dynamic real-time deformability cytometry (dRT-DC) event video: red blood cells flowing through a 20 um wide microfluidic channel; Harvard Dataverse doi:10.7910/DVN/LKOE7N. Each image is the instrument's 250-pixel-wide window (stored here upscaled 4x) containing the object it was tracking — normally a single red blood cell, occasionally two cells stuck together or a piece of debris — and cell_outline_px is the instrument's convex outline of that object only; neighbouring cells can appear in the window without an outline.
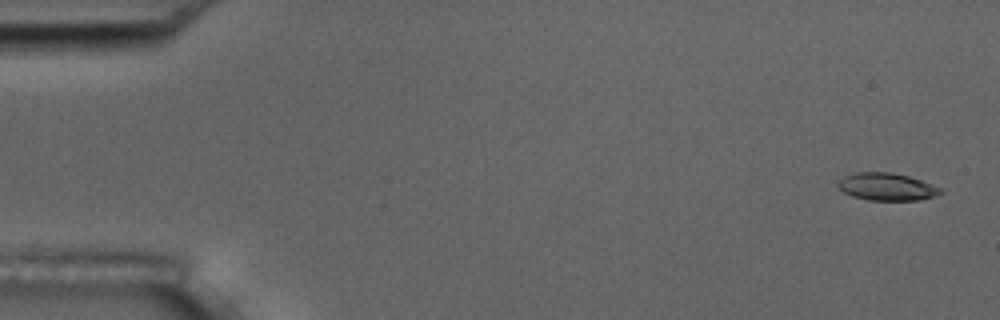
{"species": "common noctule bat (a hibernating species)", "species_latin": "Nyctalus noctula", "temperature_condition": "room temperature", "stored_images_in_passage": 4, "camera_frame_rate_fps": 3000, "um_per_image_px": 0.085, "animal": {"sex": "male", "body_mass_g": 17.5, "forearm_length_mm": 52.3}, "frame": {"image": 1, "passage_image": 1, "time_ms": 0.0, "image_size_px": [1000, 320], "cell_outline_px": [[944, 192], [936, 196], [920, 200], [868, 200], [852, 196], [844, 192], [836, 184], [844, 176], [856, 172], [892, 172], [908, 176], [920, 180], [940, 188]], "centroid_in_image_um": [75.37, 15.88], "position_along_channel_um": 9.6, "area_um2": 16.36}}
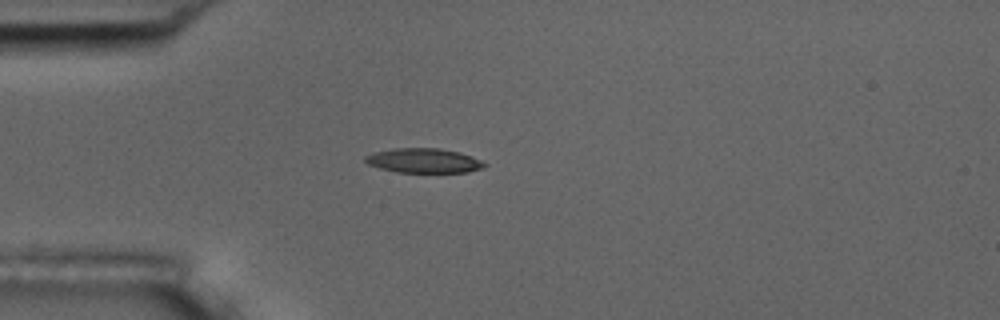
{"frame": {"image": 2, "passage_image": 4, "time_ms": 4.333, "image_size_px": [1000, 320], "cell_outline_px": [[488, 164], [480, 168], [468, 172], [396, 172], [380, 168], [368, 164], [364, 160], [364, 156], [372, 152], [392, 148], [440, 148], [460, 152], [472, 156]], "centroid_in_image_um": [35.98, 13.64], "position_along_channel_um": 49.0, "area_um2": 17.11}}